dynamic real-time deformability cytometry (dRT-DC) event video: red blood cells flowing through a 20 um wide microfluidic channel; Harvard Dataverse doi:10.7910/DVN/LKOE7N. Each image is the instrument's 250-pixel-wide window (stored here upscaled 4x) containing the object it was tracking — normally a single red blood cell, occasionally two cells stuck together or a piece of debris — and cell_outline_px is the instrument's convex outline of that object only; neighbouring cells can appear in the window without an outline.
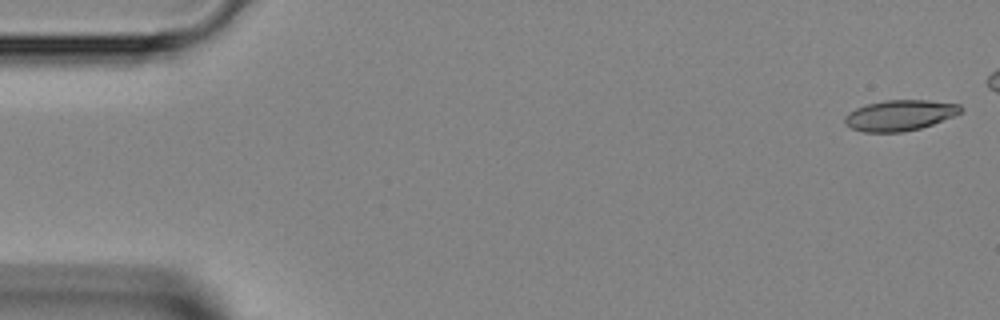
{"species": "Egyptian fruit bat (a non-hibernating species)", "species_latin": "Rousettus aegyptiacus", "temperature_condition": "room temperature", "stored_images_in_passage": 13, "camera_frame_rate_fps": 3000, "um_per_image_px": 0.085, "animal": {"sex": "female"}, "frame": {"image": 1, "passage_image": 1, "time_ms": 0.0, "image_size_px": [1000, 320], "cell_outline_px": [[964, 112], [932, 124], [920, 128], [900, 132], [864, 132], [852, 128], [844, 124], [844, 116], [848, 112], [856, 108], [868, 104], [884, 100], [928, 100], [960, 104], [964, 108]], "centroid_in_image_um": [76.49, 9.79], "position_along_channel_um": 8.5, "area_um2": 20.81}}